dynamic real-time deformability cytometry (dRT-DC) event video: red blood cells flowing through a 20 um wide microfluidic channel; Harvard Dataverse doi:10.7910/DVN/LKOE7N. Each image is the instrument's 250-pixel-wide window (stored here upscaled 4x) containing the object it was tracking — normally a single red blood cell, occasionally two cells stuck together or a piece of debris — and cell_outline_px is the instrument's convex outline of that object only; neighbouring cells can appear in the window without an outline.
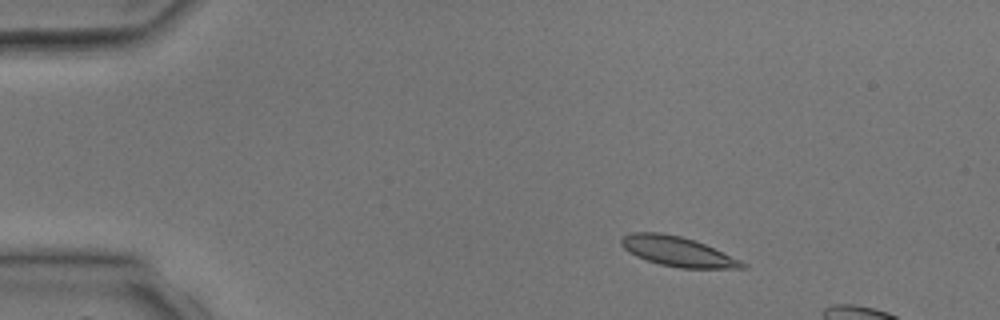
{"species": "common noctule bat (a hibernating species)", "species_latin": "Nyctalus noctula", "temperature_condition": "room temperature", "stored_images_in_passage": 4, "camera_frame_rate_fps": 3000, "um_per_image_px": 0.085, "animal": {"sex": "male", "body_mass_g": 17.9, "forearm_length_mm": 54.2}, "frame": {"image": 1, "passage_image": 2, "time_ms": 1.333, "image_size_px": [1000, 320], "cell_outline_px": [[748, 268], [680, 268], [660, 264], [636, 256], [628, 252], [620, 244], [620, 240], [624, 236], [632, 232], [660, 232], [680, 236], [704, 244], [740, 260], [748, 264]], "centroid_in_image_um": [57.57, 21.38], "position_along_channel_um": 27.4, "area_um2": 20.75}}